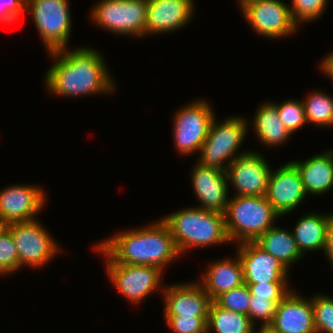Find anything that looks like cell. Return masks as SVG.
<instances>
[{
    "instance_id": "obj_15",
    "label": "cell",
    "mask_w": 333,
    "mask_h": 333,
    "mask_svg": "<svg viewBox=\"0 0 333 333\" xmlns=\"http://www.w3.org/2000/svg\"><path fill=\"white\" fill-rule=\"evenodd\" d=\"M236 248L243 267L244 283L289 282L290 271L255 241L238 243Z\"/></svg>"
},
{
    "instance_id": "obj_10",
    "label": "cell",
    "mask_w": 333,
    "mask_h": 333,
    "mask_svg": "<svg viewBox=\"0 0 333 333\" xmlns=\"http://www.w3.org/2000/svg\"><path fill=\"white\" fill-rule=\"evenodd\" d=\"M240 10L250 28L265 38L289 37L300 29L282 0H250Z\"/></svg>"
},
{
    "instance_id": "obj_30",
    "label": "cell",
    "mask_w": 333,
    "mask_h": 333,
    "mask_svg": "<svg viewBox=\"0 0 333 333\" xmlns=\"http://www.w3.org/2000/svg\"><path fill=\"white\" fill-rule=\"evenodd\" d=\"M251 292L246 283L230 291L223 292L213 301L220 307L248 315Z\"/></svg>"
},
{
    "instance_id": "obj_32",
    "label": "cell",
    "mask_w": 333,
    "mask_h": 333,
    "mask_svg": "<svg viewBox=\"0 0 333 333\" xmlns=\"http://www.w3.org/2000/svg\"><path fill=\"white\" fill-rule=\"evenodd\" d=\"M172 333H207L208 316H164Z\"/></svg>"
},
{
    "instance_id": "obj_36",
    "label": "cell",
    "mask_w": 333,
    "mask_h": 333,
    "mask_svg": "<svg viewBox=\"0 0 333 333\" xmlns=\"http://www.w3.org/2000/svg\"><path fill=\"white\" fill-rule=\"evenodd\" d=\"M323 252L332 266L333 265V212L329 220L327 236H326V244Z\"/></svg>"
},
{
    "instance_id": "obj_28",
    "label": "cell",
    "mask_w": 333,
    "mask_h": 333,
    "mask_svg": "<svg viewBox=\"0 0 333 333\" xmlns=\"http://www.w3.org/2000/svg\"><path fill=\"white\" fill-rule=\"evenodd\" d=\"M311 302L316 333H333V297L315 294Z\"/></svg>"
},
{
    "instance_id": "obj_35",
    "label": "cell",
    "mask_w": 333,
    "mask_h": 333,
    "mask_svg": "<svg viewBox=\"0 0 333 333\" xmlns=\"http://www.w3.org/2000/svg\"><path fill=\"white\" fill-rule=\"evenodd\" d=\"M26 14L25 0H0V23H11Z\"/></svg>"
},
{
    "instance_id": "obj_19",
    "label": "cell",
    "mask_w": 333,
    "mask_h": 333,
    "mask_svg": "<svg viewBox=\"0 0 333 333\" xmlns=\"http://www.w3.org/2000/svg\"><path fill=\"white\" fill-rule=\"evenodd\" d=\"M271 324L280 333H316L311 297L292 290L277 304Z\"/></svg>"
},
{
    "instance_id": "obj_9",
    "label": "cell",
    "mask_w": 333,
    "mask_h": 333,
    "mask_svg": "<svg viewBox=\"0 0 333 333\" xmlns=\"http://www.w3.org/2000/svg\"><path fill=\"white\" fill-rule=\"evenodd\" d=\"M173 142L176 151L185 156L200 151L213 118V107L205 99H196L173 114Z\"/></svg>"
},
{
    "instance_id": "obj_33",
    "label": "cell",
    "mask_w": 333,
    "mask_h": 333,
    "mask_svg": "<svg viewBox=\"0 0 333 333\" xmlns=\"http://www.w3.org/2000/svg\"><path fill=\"white\" fill-rule=\"evenodd\" d=\"M288 282H269V283H257L247 284L251 296L256 298H266V300L275 301L277 304L287 296L293 289L289 287Z\"/></svg>"
},
{
    "instance_id": "obj_23",
    "label": "cell",
    "mask_w": 333,
    "mask_h": 333,
    "mask_svg": "<svg viewBox=\"0 0 333 333\" xmlns=\"http://www.w3.org/2000/svg\"><path fill=\"white\" fill-rule=\"evenodd\" d=\"M252 121V131L255 130L254 133L261 140V144L267 147H279L287 143L292 135L279 118L277 107L272 101L261 103Z\"/></svg>"
},
{
    "instance_id": "obj_1",
    "label": "cell",
    "mask_w": 333,
    "mask_h": 333,
    "mask_svg": "<svg viewBox=\"0 0 333 333\" xmlns=\"http://www.w3.org/2000/svg\"><path fill=\"white\" fill-rule=\"evenodd\" d=\"M68 49L48 52L54 60L44 79L48 93L74 98L115 91L116 84L100 51L86 46Z\"/></svg>"
},
{
    "instance_id": "obj_20",
    "label": "cell",
    "mask_w": 333,
    "mask_h": 333,
    "mask_svg": "<svg viewBox=\"0 0 333 333\" xmlns=\"http://www.w3.org/2000/svg\"><path fill=\"white\" fill-rule=\"evenodd\" d=\"M205 272L196 281L203 287L212 301L223 292L244 284L243 267L237 252L232 259L225 257L211 262Z\"/></svg>"
},
{
    "instance_id": "obj_22",
    "label": "cell",
    "mask_w": 333,
    "mask_h": 333,
    "mask_svg": "<svg viewBox=\"0 0 333 333\" xmlns=\"http://www.w3.org/2000/svg\"><path fill=\"white\" fill-rule=\"evenodd\" d=\"M332 212L328 214L307 213L296 222L292 235L301 254L308 251H324L327 229Z\"/></svg>"
},
{
    "instance_id": "obj_14",
    "label": "cell",
    "mask_w": 333,
    "mask_h": 333,
    "mask_svg": "<svg viewBox=\"0 0 333 333\" xmlns=\"http://www.w3.org/2000/svg\"><path fill=\"white\" fill-rule=\"evenodd\" d=\"M265 197L281 218L303 203L307 194L300 173L291 161L271 171Z\"/></svg>"
},
{
    "instance_id": "obj_34",
    "label": "cell",
    "mask_w": 333,
    "mask_h": 333,
    "mask_svg": "<svg viewBox=\"0 0 333 333\" xmlns=\"http://www.w3.org/2000/svg\"><path fill=\"white\" fill-rule=\"evenodd\" d=\"M277 303L266 298H256L251 296L248 316L256 326V320L261 324H271L274 320Z\"/></svg>"
},
{
    "instance_id": "obj_2",
    "label": "cell",
    "mask_w": 333,
    "mask_h": 333,
    "mask_svg": "<svg viewBox=\"0 0 333 333\" xmlns=\"http://www.w3.org/2000/svg\"><path fill=\"white\" fill-rule=\"evenodd\" d=\"M93 247L98 254L105 256V264L156 266L163 271L180 256L161 217L145 227L118 232Z\"/></svg>"
},
{
    "instance_id": "obj_17",
    "label": "cell",
    "mask_w": 333,
    "mask_h": 333,
    "mask_svg": "<svg viewBox=\"0 0 333 333\" xmlns=\"http://www.w3.org/2000/svg\"><path fill=\"white\" fill-rule=\"evenodd\" d=\"M194 0H148L145 36L180 30L192 20Z\"/></svg>"
},
{
    "instance_id": "obj_8",
    "label": "cell",
    "mask_w": 333,
    "mask_h": 333,
    "mask_svg": "<svg viewBox=\"0 0 333 333\" xmlns=\"http://www.w3.org/2000/svg\"><path fill=\"white\" fill-rule=\"evenodd\" d=\"M5 228L12 234L17 248L19 269L23 266L41 269L50 263L59 251L61 253L62 248L57 240L37 219L9 223Z\"/></svg>"
},
{
    "instance_id": "obj_11",
    "label": "cell",
    "mask_w": 333,
    "mask_h": 333,
    "mask_svg": "<svg viewBox=\"0 0 333 333\" xmlns=\"http://www.w3.org/2000/svg\"><path fill=\"white\" fill-rule=\"evenodd\" d=\"M106 275L108 279L132 304L141 303L153 292H161L163 270L156 266L134 265V264H106Z\"/></svg>"
},
{
    "instance_id": "obj_38",
    "label": "cell",
    "mask_w": 333,
    "mask_h": 333,
    "mask_svg": "<svg viewBox=\"0 0 333 333\" xmlns=\"http://www.w3.org/2000/svg\"><path fill=\"white\" fill-rule=\"evenodd\" d=\"M255 328L257 329L254 325L252 333H280L272 326V324H261L257 330H255Z\"/></svg>"
},
{
    "instance_id": "obj_3",
    "label": "cell",
    "mask_w": 333,
    "mask_h": 333,
    "mask_svg": "<svg viewBox=\"0 0 333 333\" xmlns=\"http://www.w3.org/2000/svg\"><path fill=\"white\" fill-rule=\"evenodd\" d=\"M161 219L168 226L180 256L194 247L206 248L230 242L224 214L191 206Z\"/></svg>"
},
{
    "instance_id": "obj_4",
    "label": "cell",
    "mask_w": 333,
    "mask_h": 333,
    "mask_svg": "<svg viewBox=\"0 0 333 333\" xmlns=\"http://www.w3.org/2000/svg\"><path fill=\"white\" fill-rule=\"evenodd\" d=\"M281 218L265 196H233L224 212L230 242L256 241Z\"/></svg>"
},
{
    "instance_id": "obj_12",
    "label": "cell",
    "mask_w": 333,
    "mask_h": 333,
    "mask_svg": "<svg viewBox=\"0 0 333 333\" xmlns=\"http://www.w3.org/2000/svg\"><path fill=\"white\" fill-rule=\"evenodd\" d=\"M272 170L260 152L249 150L229 164L226 174L235 196H265Z\"/></svg>"
},
{
    "instance_id": "obj_29",
    "label": "cell",
    "mask_w": 333,
    "mask_h": 333,
    "mask_svg": "<svg viewBox=\"0 0 333 333\" xmlns=\"http://www.w3.org/2000/svg\"><path fill=\"white\" fill-rule=\"evenodd\" d=\"M329 0H291L289 5L294 22L300 26L304 22H313L326 11Z\"/></svg>"
},
{
    "instance_id": "obj_7",
    "label": "cell",
    "mask_w": 333,
    "mask_h": 333,
    "mask_svg": "<svg viewBox=\"0 0 333 333\" xmlns=\"http://www.w3.org/2000/svg\"><path fill=\"white\" fill-rule=\"evenodd\" d=\"M148 0H99L90 9L93 23L115 35L145 36Z\"/></svg>"
},
{
    "instance_id": "obj_26",
    "label": "cell",
    "mask_w": 333,
    "mask_h": 333,
    "mask_svg": "<svg viewBox=\"0 0 333 333\" xmlns=\"http://www.w3.org/2000/svg\"><path fill=\"white\" fill-rule=\"evenodd\" d=\"M309 93L302 100L307 123L317 127H333V97L322 90Z\"/></svg>"
},
{
    "instance_id": "obj_16",
    "label": "cell",
    "mask_w": 333,
    "mask_h": 333,
    "mask_svg": "<svg viewBox=\"0 0 333 333\" xmlns=\"http://www.w3.org/2000/svg\"><path fill=\"white\" fill-rule=\"evenodd\" d=\"M192 168L190 180L195 197L201 203L198 208L224 214L229 201L226 171L201 165L197 161Z\"/></svg>"
},
{
    "instance_id": "obj_5",
    "label": "cell",
    "mask_w": 333,
    "mask_h": 333,
    "mask_svg": "<svg viewBox=\"0 0 333 333\" xmlns=\"http://www.w3.org/2000/svg\"><path fill=\"white\" fill-rule=\"evenodd\" d=\"M246 122L243 117L236 115L217 122L215 116L210 124L206 140L200 148L197 162L226 171L236 157L248 152H238L249 130L247 126L249 124Z\"/></svg>"
},
{
    "instance_id": "obj_27",
    "label": "cell",
    "mask_w": 333,
    "mask_h": 333,
    "mask_svg": "<svg viewBox=\"0 0 333 333\" xmlns=\"http://www.w3.org/2000/svg\"><path fill=\"white\" fill-rule=\"evenodd\" d=\"M277 107L279 118L291 134H295L307 124L303 101L286 100L282 103L272 102Z\"/></svg>"
},
{
    "instance_id": "obj_21",
    "label": "cell",
    "mask_w": 333,
    "mask_h": 333,
    "mask_svg": "<svg viewBox=\"0 0 333 333\" xmlns=\"http://www.w3.org/2000/svg\"><path fill=\"white\" fill-rule=\"evenodd\" d=\"M300 173L307 195H323L333 188V149L305 161H291Z\"/></svg>"
},
{
    "instance_id": "obj_24",
    "label": "cell",
    "mask_w": 333,
    "mask_h": 333,
    "mask_svg": "<svg viewBox=\"0 0 333 333\" xmlns=\"http://www.w3.org/2000/svg\"><path fill=\"white\" fill-rule=\"evenodd\" d=\"M255 242L289 271L293 263L303 258L292 232L276 225L269 228Z\"/></svg>"
},
{
    "instance_id": "obj_40",
    "label": "cell",
    "mask_w": 333,
    "mask_h": 333,
    "mask_svg": "<svg viewBox=\"0 0 333 333\" xmlns=\"http://www.w3.org/2000/svg\"><path fill=\"white\" fill-rule=\"evenodd\" d=\"M5 227V225L0 221V232L2 231V229Z\"/></svg>"
},
{
    "instance_id": "obj_31",
    "label": "cell",
    "mask_w": 333,
    "mask_h": 333,
    "mask_svg": "<svg viewBox=\"0 0 333 333\" xmlns=\"http://www.w3.org/2000/svg\"><path fill=\"white\" fill-rule=\"evenodd\" d=\"M18 270V251L12 234L4 227L0 232V276L16 273Z\"/></svg>"
},
{
    "instance_id": "obj_13",
    "label": "cell",
    "mask_w": 333,
    "mask_h": 333,
    "mask_svg": "<svg viewBox=\"0 0 333 333\" xmlns=\"http://www.w3.org/2000/svg\"><path fill=\"white\" fill-rule=\"evenodd\" d=\"M0 191V221L7 225L13 222L31 221L41 212L47 194L40 186L17 184Z\"/></svg>"
},
{
    "instance_id": "obj_39",
    "label": "cell",
    "mask_w": 333,
    "mask_h": 333,
    "mask_svg": "<svg viewBox=\"0 0 333 333\" xmlns=\"http://www.w3.org/2000/svg\"><path fill=\"white\" fill-rule=\"evenodd\" d=\"M250 0H237L239 7L241 8L244 4H246Z\"/></svg>"
},
{
    "instance_id": "obj_6",
    "label": "cell",
    "mask_w": 333,
    "mask_h": 333,
    "mask_svg": "<svg viewBox=\"0 0 333 333\" xmlns=\"http://www.w3.org/2000/svg\"><path fill=\"white\" fill-rule=\"evenodd\" d=\"M26 13L47 52L68 47L72 31L69 0H27Z\"/></svg>"
},
{
    "instance_id": "obj_37",
    "label": "cell",
    "mask_w": 333,
    "mask_h": 333,
    "mask_svg": "<svg viewBox=\"0 0 333 333\" xmlns=\"http://www.w3.org/2000/svg\"><path fill=\"white\" fill-rule=\"evenodd\" d=\"M319 68L321 72L325 74V76L329 77L333 81V51L329 52L328 55L326 54V56L323 57Z\"/></svg>"
},
{
    "instance_id": "obj_25",
    "label": "cell",
    "mask_w": 333,
    "mask_h": 333,
    "mask_svg": "<svg viewBox=\"0 0 333 333\" xmlns=\"http://www.w3.org/2000/svg\"><path fill=\"white\" fill-rule=\"evenodd\" d=\"M253 328L254 324L248 315L222 308L214 301L211 302L207 333H252Z\"/></svg>"
},
{
    "instance_id": "obj_18",
    "label": "cell",
    "mask_w": 333,
    "mask_h": 333,
    "mask_svg": "<svg viewBox=\"0 0 333 333\" xmlns=\"http://www.w3.org/2000/svg\"><path fill=\"white\" fill-rule=\"evenodd\" d=\"M164 316H208L212 300L197 281L166 285Z\"/></svg>"
}]
</instances>
